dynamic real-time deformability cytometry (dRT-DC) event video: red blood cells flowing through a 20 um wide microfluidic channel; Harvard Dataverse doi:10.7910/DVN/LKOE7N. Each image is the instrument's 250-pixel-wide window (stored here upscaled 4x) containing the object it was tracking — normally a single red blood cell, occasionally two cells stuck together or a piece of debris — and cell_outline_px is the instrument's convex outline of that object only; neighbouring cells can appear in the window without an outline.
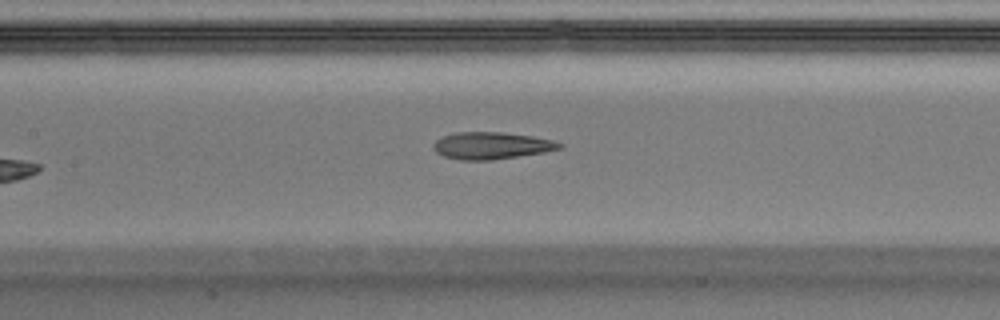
{"species": "Egyptian fruit bat (a non-hibernating species)", "species_latin": "Rousettus aegyptiacus", "temperature_condition": "warm", "stored_images_in_passage": 9, "camera_frame_rate_fps": 3000, "um_per_image_px": 0.085, "animal": {"sex": "male"}, "frame": {"image": 1, "passage_image": 8, "time_ms": 2.333, "image_size_px": [1000, 320], "cell_outline_px": [[564, 148], [544, 152], [492, 160], [460, 160], [444, 156], [436, 152], [432, 148], [432, 144], [436, 140], [444, 136], [456, 132], [500, 132], [532, 136], [552, 140], [564, 144]], "centroid_in_image_um": [41.78, 12.38], "position_along_channel_um": 165.6, "area_um2": 19.88}}